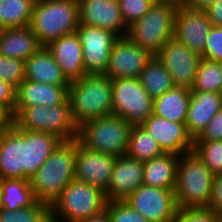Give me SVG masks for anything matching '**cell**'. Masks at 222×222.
Instances as JSON below:
<instances>
[{"mask_svg":"<svg viewBox=\"0 0 222 222\" xmlns=\"http://www.w3.org/2000/svg\"><path fill=\"white\" fill-rule=\"evenodd\" d=\"M76 139L61 141L29 180L34 199L50 207L75 179Z\"/></svg>","mask_w":222,"mask_h":222,"instance_id":"6da1fadb","label":"cell"},{"mask_svg":"<svg viewBox=\"0 0 222 222\" xmlns=\"http://www.w3.org/2000/svg\"><path fill=\"white\" fill-rule=\"evenodd\" d=\"M68 99L78 127L89 120L112 115V79L104 73L85 74L70 82Z\"/></svg>","mask_w":222,"mask_h":222,"instance_id":"7a4b0ae2","label":"cell"},{"mask_svg":"<svg viewBox=\"0 0 222 222\" xmlns=\"http://www.w3.org/2000/svg\"><path fill=\"white\" fill-rule=\"evenodd\" d=\"M79 24L78 0H36L29 27L47 47L61 36L76 32Z\"/></svg>","mask_w":222,"mask_h":222,"instance_id":"3957f363","label":"cell"},{"mask_svg":"<svg viewBox=\"0 0 222 222\" xmlns=\"http://www.w3.org/2000/svg\"><path fill=\"white\" fill-rule=\"evenodd\" d=\"M213 178L196 152L180 155L174 190L177 208H208Z\"/></svg>","mask_w":222,"mask_h":222,"instance_id":"277c9868","label":"cell"},{"mask_svg":"<svg viewBox=\"0 0 222 222\" xmlns=\"http://www.w3.org/2000/svg\"><path fill=\"white\" fill-rule=\"evenodd\" d=\"M13 123L26 131H38L52 134L61 141H69L78 137V126L75 124L69 99L51 107L34 105L15 107Z\"/></svg>","mask_w":222,"mask_h":222,"instance_id":"5b68a950","label":"cell"},{"mask_svg":"<svg viewBox=\"0 0 222 222\" xmlns=\"http://www.w3.org/2000/svg\"><path fill=\"white\" fill-rule=\"evenodd\" d=\"M106 203L101 189L73 179L50 207L51 222H80L105 210Z\"/></svg>","mask_w":222,"mask_h":222,"instance_id":"8992f818","label":"cell"},{"mask_svg":"<svg viewBox=\"0 0 222 222\" xmlns=\"http://www.w3.org/2000/svg\"><path fill=\"white\" fill-rule=\"evenodd\" d=\"M132 125L117 115L89 120L78 127V141L92 151L125 155Z\"/></svg>","mask_w":222,"mask_h":222,"instance_id":"52a82bcc","label":"cell"},{"mask_svg":"<svg viewBox=\"0 0 222 222\" xmlns=\"http://www.w3.org/2000/svg\"><path fill=\"white\" fill-rule=\"evenodd\" d=\"M176 8L154 2L149 11L128 27L126 36L155 56L173 37Z\"/></svg>","mask_w":222,"mask_h":222,"instance_id":"ba28073f","label":"cell"},{"mask_svg":"<svg viewBox=\"0 0 222 222\" xmlns=\"http://www.w3.org/2000/svg\"><path fill=\"white\" fill-rule=\"evenodd\" d=\"M113 114L131 125H141L153 114L154 100L138 78L112 79Z\"/></svg>","mask_w":222,"mask_h":222,"instance_id":"9c48e42d","label":"cell"},{"mask_svg":"<svg viewBox=\"0 0 222 222\" xmlns=\"http://www.w3.org/2000/svg\"><path fill=\"white\" fill-rule=\"evenodd\" d=\"M125 202L148 222H172L178 210L173 190L144 184Z\"/></svg>","mask_w":222,"mask_h":222,"instance_id":"30bf717a","label":"cell"},{"mask_svg":"<svg viewBox=\"0 0 222 222\" xmlns=\"http://www.w3.org/2000/svg\"><path fill=\"white\" fill-rule=\"evenodd\" d=\"M76 33L82 45L85 73H104L109 63L112 47L120 36L115 32L82 24H79Z\"/></svg>","mask_w":222,"mask_h":222,"instance_id":"8fae6325","label":"cell"},{"mask_svg":"<svg viewBox=\"0 0 222 222\" xmlns=\"http://www.w3.org/2000/svg\"><path fill=\"white\" fill-rule=\"evenodd\" d=\"M171 75L174 86L191 90L201 56L174 37L155 55Z\"/></svg>","mask_w":222,"mask_h":222,"instance_id":"7c38bea8","label":"cell"},{"mask_svg":"<svg viewBox=\"0 0 222 222\" xmlns=\"http://www.w3.org/2000/svg\"><path fill=\"white\" fill-rule=\"evenodd\" d=\"M0 179L27 180L26 130L14 123L0 133Z\"/></svg>","mask_w":222,"mask_h":222,"instance_id":"4fadbf2b","label":"cell"},{"mask_svg":"<svg viewBox=\"0 0 222 222\" xmlns=\"http://www.w3.org/2000/svg\"><path fill=\"white\" fill-rule=\"evenodd\" d=\"M152 57L150 52L136 45L127 36L120 37L112 47L104 74L111 79L139 78Z\"/></svg>","mask_w":222,"mask_h":222,"instance_id":"5bb4252c","label":"cell"},{"mask_svg":"<svg viewBox=\"0 0 222 222\" xmlns=\"http://www.w3.org/2000/svg\"><path fill=\"white\" fill-rule=\"evenodd\" d=\"M116 156L92 151L76 138L75 179L107 191Z\"/></svg>","mask_w":222,"mask_h":222,"instance_id":"9a60e30c","label":"cell"},{"mask_svg":"<svg viewBox=\"0 0 222 222\" xmlns=\"http://www.w3.org/2000/svg\"><path fill=\"white\" fill-rule=\"evenodd\" d=\"M212 24L205 10L183 7L176 10L173 37L201 57Z\"/></svg>","mask_w":222,"mask_h":222,"instance_id":"2e32d148","label":"cell"},{"mask_svg":"<svg viewBox=\"0 0 222 222\" xmlns=\"http://www.w3.org/2000/svg\"><path fill=\"white\" fill-rule=\"evenodd\" d=\"M78 6L80 24L126 36L128 26L122 18L118 0H78Z\"/></svg>","mask_w":222,"mask_h":222,"instance_id":"e0dca14e","label":"cell"},{"mask_svg":"<svg viewBox=\"0 0 222 222\" xmlns=\"http://www.w3.org/2000/svg\"><path fill=\"white\" fill-rule=\"evenodd\" d=\"M141 126L157 141L164 153L180 156L193 151L194 140L187 133L185 123H176L152 114Z\"/></svg>","mask_w":222,"mask_h":222,"instance_id":"ac0fdd59","label":"cell"},{"mask_svg":"<svg viewBox=\"0 0 222 222\" xmlns=\"http://www.w3.org/2000/svg\"><path fill=\"white\" fill-rule=\"evenodd\" d=\"M144 162L121 155L116 158L105 197L107 201H125L143 185Z\"/></svg>","mask_w":222,"mask_h":222,"instance_id":"d6986e66","label":"cell"},{"mask_svg":"<svg viewBox=\"0 0 222 222\" xmlns=\"http://www.w3.org/2000/svg\"><path fill=\"white\" fill-rule=\"evenodd\" d=\"M222 109L221 93L191 91L185 127L195 140L205 129L212 117Z\"/></svg>","mask_w":222,"mask_h":222,"instance_id":"ffe728a7","label":"cell"},{"mask_svg":"<svg viewBox=\"0 0 222 222\" xmlns=\"http://www.w3.org/2000/svg\"><path fill=\"white\" fill-rule=\"evenodd\" d=\"M47 48L70 82L86 74L83 67L82 45L76 32L61 36L52 41Z\"/></svg>","mask_w":222,"mask_h":222,"instance_id":"44dd1931","label":"cell"},{"mask_svg":"<svg viewBox=\"0 0 222 222\" xmlns=\"http://www.w3.org/2000/svg\"><path fill=\"white\" fill-rule=\"evenodd\" d=\"M68 87L69 86H56L25 79L17 87L15 107L34 105L51 107L61 104L68 98Z\"/></svg>","mask_w":222,"mask_h":222,"instance_id":"7402d4cb","label":"cell"},{"mask_svg":"<svg viewBox=\"0 0 222 222\" xmlns=\"http://www.w3.org/2000/svg\"><path fill=\"white\" fill-rule=\"evenodd\" d=\"M25 79L56 86H70V81L46 46H42L25 61Z\"/></svg>","mask_w":222,"mask_h":222,"instance_id":"603a6c76","label":"cell"},{"mask_svg":"<svg viewBox=\"0 0 222 222\" xmlns=\"http://www.w3.org/2000/svg\"><path fill=\"white\" fill-rule=\"evenodd\" d=\"M42 45L29 26L4 28L0 33V55L27 60Z\"/></svg>","mask_w":222,"mask_h":222,"instance_id":"cb8c5ba5","label":"cell"},{"mask_svg":"<svg viewBox=\"0 0 222 222\" xmlns=\"http://www.w3.org/2000/svg\"><path fill=\"white\" fill-rule=\"evenodd\" d=\"M179 155L164 153L144 162L143 184L156 188L175 190Z\"/></svg>","mask_w":222,"mask_h":222,"instance_id":"d4e9b609","label":"cell"},{"mask_svg":"<svg viewBox=\"0 0 222 222\" xmlns=\"http://www.w3.org/2000/svg\"><path fill=\"white\" fill-rule=\"evenodd\" d=\"M191 90L173 86L154 99L153 114L176 123H185L188 114Z\"/></svg>","mask_w":222,"mask_h":222,"instance_id":"484cf974","label":"cell"},{"mask_svg":"<svg viewBox=\"0 0 222 222\" xmlns=\"http://www.w3.org/2000/svg\"><path fill=\"white\" fill-rule=\"evenodd\" d=\"M61 140L45 132L26 131L27 180H30L45 163Z\"/></svg>","mask_w":222,"mask_h":222,"instance_id":"4316f807","label":"cell"},{"mask_svg":"<svg viewBox=\"0 0 222 222\" xmlns=\"http://www.w3.org/2000/svg\"><path fill=\"white\" fill-rule=\"evenodd\" d=\"M2 207L11 211L31 206L36 200L29 180L0 179Z\"/></svg>","mask_w":222,"mask_h":222,"instance_id":"83f0119b","label":"cell"},{"mask_svg":"<svg viewBox=\"0 0 222 222\" xmlns=\"http://www.w3.org/2000/svg\"><path fill=\"white\" fill-rule=\"evenodd\" d=\"M138 79L153 100L174 86L171 75L156 56L147 63Z\"/></svg>","mask_w":222,"mask_h":222,"instance_id":"f1b7e54d","label":"cell"},{"mask_svg":"<svg viewBox=\"0 0 222 222\" xmlns=\"http://www.w3.org/2000/svg\"><path fill=\"white\" fill-rule=\"evenodd\" d=\"M164 152L157 141L141 125H132L126 155L146 162L160 157Z\"/></svg>","mask_w":222,"mask_h":222,"instance_id":"f546056e","label":"cell"},{"mask_svg":"<svg viewBox=\"0 0 222 222\" xmlns=\"http://www.w3.org/2000/svg\"><path fill=\"white\" fill-rule=\"evenodd\" d=\"M36 0H0V27L14 28L30 25Z\"/></svg>","mask_w":222,"mask_h":222,"instance_id":"4dcf8cb0","label":"cell"},{"mask_svg":"<svg viewBox=\"0 0 222 222\" xmlns=\"http://www.w3.org/2000/svg\"><path fill=\"white\" fill-rule=\"evenodd\" d=\"M222 63L201 58L191 91L221 93Z\"/></svg>","mask_w":222,"mask_h":222,"instance_id":"1f68e13d","label":"cell"},{"mask_svg":"<svg viewBox=\"0 0 222 222\" xmlns=\"http://www.w3.org/2000/svg\"><path fill=\"white\" fill-rule=\"evenodd\" d=\"M0 222H51L50 206L35 201L31 206L14 211H0Z\"/></svg>","mask_w":222,"mask_h":222,"instance_id":"d6a6232c","label":"cell"},{"mask_svg":"<svg viewBox=\"0 0 222 222\" xmlns=\"http://www.w3.org/2000/svg\"><path fill=\"white\" fill-rule=\"evenodd\" d=\"M193 151L212 174H222V140L194 141Z\"/></svg>","mask_w":222,"mask_h":222,"instance_id":"836d02e7","label":"cell"},{"mask_svg":"<svg viewBox=\"0 0 222 222\" xmlns=\"http://www.w3.org/2000/svg\"><path fill=\"white\" fill-rule=\"evenodd\" d=\"M0 79L17 88L25 80V60L0 55Z\"/></svg>","mask_w":222,"mask_h":222,"instance_id":"e575fe53","label":"cell"},{"mask_svg":"<svg viewBox=\"0 0 222 222\" xmlns=\"http://www.w3.org/2000/svg\"><path fill=\"white\" fill-rule=\"evenodd\" d=\"M105 209L110 222H148L125 201H107Z\"/></svg>","mask_w":222,"mask_h":222,"instance_id":"d590c367","label":"cell"},{"mask_svg":"<svg viewBox=\"0 0 222 222\" xmlns=\"http://www.w3.org/2000/svg\"><path fill=\"white\" fill-rule=\"evenodd\" d=\"M155 0H118L122 18L129 27L142 18L153 5Z\"/></svg>","mask_w":222,"mask_h":222,"instance_id":"8d00e7d4","label":"cell"},{"mask_svg":"<svg viewBox=\"0 0 222 222\" xmlns=\"http://www.w3.org/2000/svg\"><path fill=\"white\" fill-rule=\"evenodd\" d=\"M220 216L207 208L178 209L172 222H219Z\"/></svg>","mask_w":222,"mask_h":222,"instance_id":"74e56055","label":"cell"},{"mask_svg":"<svg viewBox=\"0 0 222 222\" xmlns=\"http://www.w3.org/2000/svg\"><path fill=\"white\" fill-rule=\"evenodd\" d=\"M202 58L222 63V26H212Z\"/></svg>","mask_w":222,"mask_h":222,"instance_id":"f35d334b","label":"cell"},{"mask_svg":"<svg viewBox=\"0 0 222 222\" xmlns=\"http://www.w3.org/2000/svg\"><path fill=\"white\" fill-rule=\"evenodd\" d=\"M222 140V109L209 121L205 129L194 141Z\"/></svg>","mask_w":222,"mask_h":222,"instance_id":"ab89813d","label":"cell"},{"mask_svg":"<svg viewBox=\"0 0 222 222\" xmlns=\"http://www.w3.org/2000/svg\"><path fill=\"white\" fill-rule=\"evenodd\" d=\"M16 93L15 86L0 79V106L4 107L12 117L16 106Z\"/></svg>","mask_w":222,"mask_h":222,"instance_id":"60d3db41","label":"cell"},{"mask_svg":"<svg viewBox=\"0 0 222 222\" xmlns=\"http://www.w3.org/2000/svg\"><path fill=\"white\" fill-rule=\"evenodd\" d=\"M207 209L219 216L222 215V174L214 175L211 187V197Z\"/></svg>","mask_w":222,"mask_h":222,"instance_id":"b9f144b4","label":"cell"},{"mask_svg":"<svg viewBox=\"0 0 222 222\" xmlns=\"http://www.w3.org/2000/svg\"><path fill=\"white\" fill-rule=\"evenodd\" d=\"M205 12L212 26H222V0H216Z\"/></svg>","mask_w":222,"mask_h":222,"instance_id":"7bdbcfd3","label":"cell"},{"mask_svg":"<svg viewBox=\"0 0 222 222\" xmlns=\"http://www.w3.org/2000/svg\"><path fill=\"white\" fill-rule=\"evenodd\" d=\"M12 124V115L4 107L0 106V133L7 130Z\"/></svg>","mask_w":222,"mask_h":222,"instance_id":"ee69618b","label":"cell"},{"mask_svg":"<svg viewBox=\"0 0 222 222\" xmlns=\"http://www.w3.org/2000/svg\"><path fill=\"white\" fill-rule=\"evenodd\" d=\"M216 0H188L187 7L196 10H205Z\"/></svg>","mask_w":222,"mask_h":222,"instance_id":"f6af8a7d","label":"cell"},{"mask_svg":"<svg viewBox=\"0 0 222 222\" xmlns=\"http://www.w3.org/2000/svg\"><path fill=\"white\" fill-rule=\"evenodd\" d=\"M80 222H110V219H109L107 210L105 209L102 212H100L92 217H89L85 220H82Z\"/></svg>","mask_w":222,"mask_h":222,"instance_id":"bcb514c9","label":"cell"},{"mask_svg":"<svg viewBox=\"0 0 222 222\" xmlns=\"http://www.w3.org/2000/svg\"><path fill=\"white\" fill-rule=\"evenodd\" d=\"M157 3L172 5L176 9L187 7L188 0H155Z\"/></svg>","mask_w":222,"mask_h":222,"instance_id":"7dc6e473","label":"cell"},{"mask_svg":"<svg viewBox=\"0 0 222 222\" xmlns=\"http://www.w3.org/2000/svg\"><path fill=\"white\" fill-rule=\"evenodd\" d=\"M2 201H1V188H0V211L2 210Z\"/></svg>","mask_w":222,"mask_h":222,"instance_id":"c3c4849f","label":"cell"},{"mask_svg":"<svg viewBox=\"0 0 222 222\" xmlns=\"http://www.w3.org/2000/svg\"><path fill=\"white\" fill-rule=\"evenodd\" d=\"M219 222H222V215L220 216Z\"/></svg>","mask_w":222,"mask_h":222,"instance_id":"681fc988","label":"cell"}]
</instances>
